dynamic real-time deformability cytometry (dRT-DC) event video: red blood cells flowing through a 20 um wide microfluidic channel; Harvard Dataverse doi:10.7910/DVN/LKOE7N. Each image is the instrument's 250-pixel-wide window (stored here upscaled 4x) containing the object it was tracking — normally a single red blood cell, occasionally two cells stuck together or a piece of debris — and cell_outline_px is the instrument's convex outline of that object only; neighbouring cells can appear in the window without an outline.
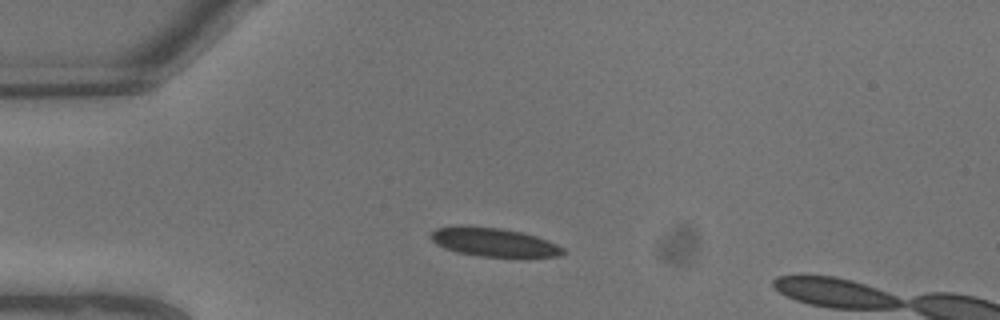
{"species": "common noctule bat (a hibernating species)", "species_latin": "Nyctalus noctula", "temperature_condition": "warm", "stored_images_in_passage": 3, "camera_frame_rate_fps": 3000, "um_per_image_px": 0.085, "animal": {"sex": "male", "body_mass_g": 13.3}, "frame": {"image": 1, "passage_image": 1, "time_ms": 0.0, "image_size_px": [1000, 320], "cell_outline_px": [[568, 252], [560, 256], [476, 256], [456, 252], [444, 248], [436, 244], [428, 236], [436, 228], [500, 228], [520, 232], [536, 236], [548, 240], [564, 248]], "centroid_in_image_um": [42.02, 20.62], "position_along_channel_um": 43.0, "area_um2": 21.33}}